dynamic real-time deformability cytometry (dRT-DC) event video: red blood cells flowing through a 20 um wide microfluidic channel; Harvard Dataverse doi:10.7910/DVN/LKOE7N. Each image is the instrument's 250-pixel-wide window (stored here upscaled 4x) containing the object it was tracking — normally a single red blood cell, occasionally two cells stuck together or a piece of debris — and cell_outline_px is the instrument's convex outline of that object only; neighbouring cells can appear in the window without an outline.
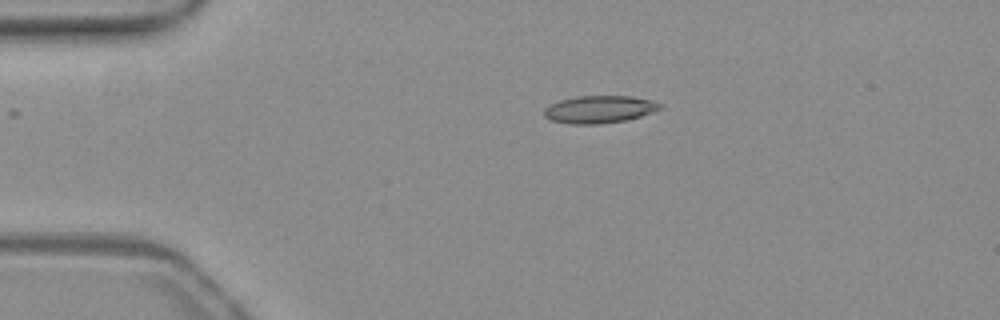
{"species": "common noctule bat (a hibernating species)", "species_latin": "Nyctalus noctula", "temperature_condition": "warm", "stored_images_in_passage": 36, "camera_frame_rate_fps": 3000, "um_per_image_px": 0.085, "animal": {"sex": "female", "body_mass_g": 19.3, "forearm_length_mm": 54.1}, "frame": {"image": 1, "passage_image": 1, "time_ms": 0.0, "image_size_px": [1000, 320], "cell_outline_px": [[664, 108], [640, 116], [624, 120], [600, 124], [572, 124], [552, 120], [544, 116], [544, 108], [548, 104], [560, 100], [576, 96], [628, 96], [652, 100], [660, 104]], "centroid_in_image_um": [50.92, 9.29], "position_along_channel_um": 34.1, "area_um2": 18.5}}
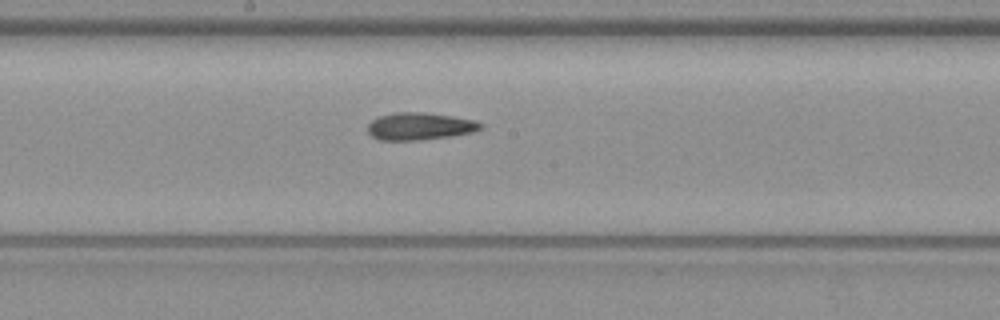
{"frame": {"image": 2, "passage_image": 18, "time_ms": 5.667, "image_size_px": [1000, 320], "cell_outline_px": [[484, 124], [480, 128], [472, 132], [452, 136], [420, 140], [380, 140], [372, 136], [368, 132], [368, 124], [372, 120], [380, 116], [396, 112], [424, 112], [452, 116], [476, 120]], "centroid_in_image_um": [35.68, 10.73], "position_along_channel_um": 212.5, "area_um2": 17.98}}
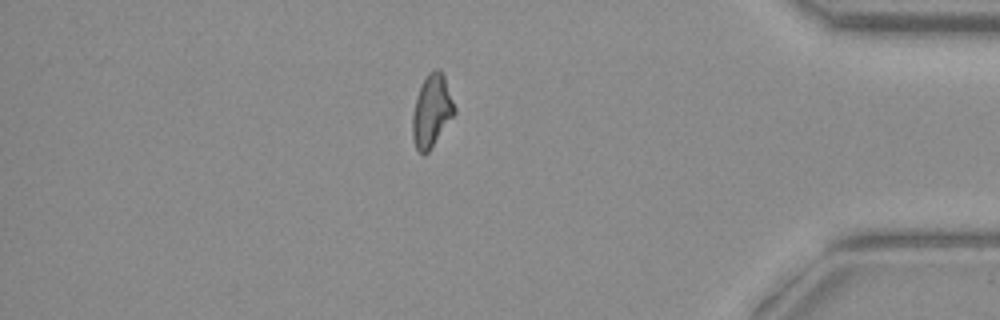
{"frame": {"image": 3, "passage_image": 35, "time_ms": 11.333, "image_size_px": [1000, 320], "cell_outline_px": [[456, 112], [428, 152], [424, 156], [416, 148], [412, 136], [412, 116], [416, 96], [428, 72], [436, 68], [440, 68], [444, 72], [456, 108]], "centroid_in_image_um": [36.71, 9.39], "position_along_channel_um": 398.5, "area_um2": 17.86}}